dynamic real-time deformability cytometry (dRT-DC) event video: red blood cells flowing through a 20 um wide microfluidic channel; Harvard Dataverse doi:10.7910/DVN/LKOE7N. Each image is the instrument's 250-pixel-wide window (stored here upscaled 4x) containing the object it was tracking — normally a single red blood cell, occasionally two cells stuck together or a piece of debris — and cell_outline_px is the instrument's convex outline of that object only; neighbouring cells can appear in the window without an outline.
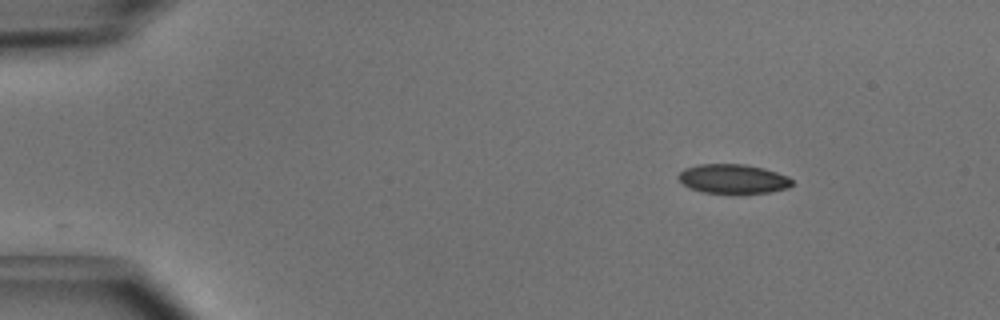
{"species": "common noctule bat (a hibernating species)", "species_latin": "Nyctalus noctula", "temperature_condition": "cold", "stored_images_in_passage": 4, "camera_frame_rate_fps": 3000, "um_per_image_px": 0.085, "animal": {"sex": "male", "body_mass_g": 15.6}, "frame": {"image": 1, "passage_image": 1, "time_ms": 0.0, "image_size_px": [1000, 320], "cell_outline_px": [[792, 184], [788, 188], [768, 192], [736, 196], [704, 192], [688, 188], [676, 176], [684, 168], [700, 164], [744, 164], [764, 168], [788, 176], [792, 180]], "centroid_in_image_um": [62.3, 15.24], "position_along_channel_um": 22.7, "area_um2": 20.06}}
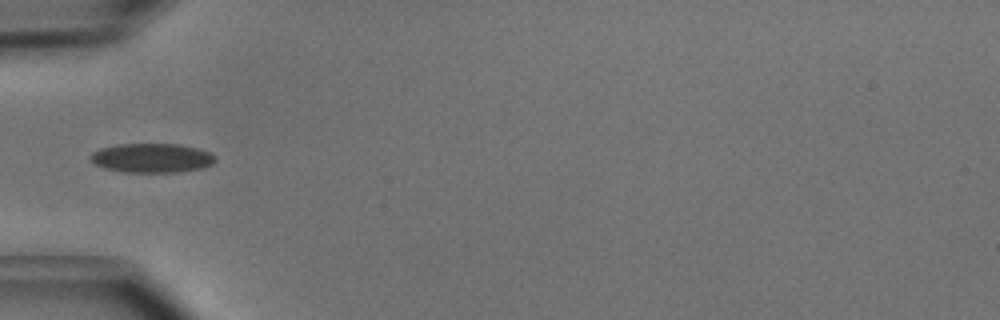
{"frame": {"image": 2, "passage_image": 4, "time_ms": 1.0, "image_size_px": [1000, 320], "cell_outline_px": [[216, 160], [212, 164], [204, 168], [180, 172], [124, 172], [104, 168], [96, 164], [92, 160], [92, 152], [100, 148], [116, 144], [176, 144], [196, 148], [208, 152], [216, 156]], "centroid_in_image_um": [12.93, 13.43], "position_along_channel_um": 72.1, "area_um2": 21.21}}